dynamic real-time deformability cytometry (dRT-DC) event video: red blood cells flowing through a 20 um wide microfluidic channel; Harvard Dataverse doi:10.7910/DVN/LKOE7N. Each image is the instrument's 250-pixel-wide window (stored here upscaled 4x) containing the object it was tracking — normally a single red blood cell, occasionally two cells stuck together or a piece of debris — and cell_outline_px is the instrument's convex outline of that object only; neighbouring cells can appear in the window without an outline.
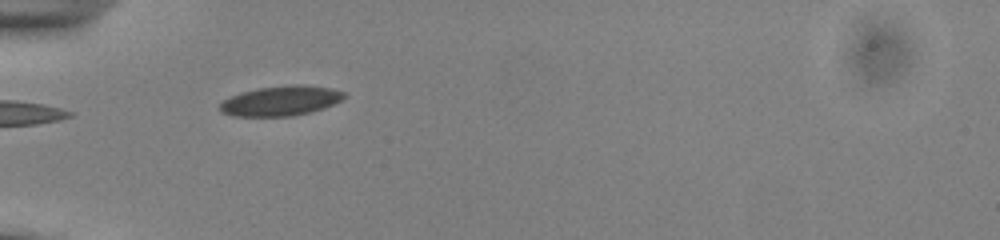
{"species": "common noctule bat (a hibernating species)", "species_latin": "Nyctalus noctula", "temperature_condition": "cold", "stored_images_in_passage": 3, "camera_frame_rate_fps": 3000, "um_per_image_px": 0.085, "animal": {"sex": "male", "body_mass_g": 13.0, "forearm_length_mm": 53.1}, "frame": {"image": 1, "passage_image": 1, "time_ms": 0.0, "image_size_px": [1000, 240], "cell_outline_px": [[348, 96], [324, 108], [292, 116], [232, 116], [220, 112], [220, 104], [224, 100], [240, 92], [260, 88], [288, 84], [304, 84], [332, 88], [344, 92]], "centroid_in_image_um": [23.88, 8.56], "position_along_channel_um": 61.1, "area_um2": 21.68}}